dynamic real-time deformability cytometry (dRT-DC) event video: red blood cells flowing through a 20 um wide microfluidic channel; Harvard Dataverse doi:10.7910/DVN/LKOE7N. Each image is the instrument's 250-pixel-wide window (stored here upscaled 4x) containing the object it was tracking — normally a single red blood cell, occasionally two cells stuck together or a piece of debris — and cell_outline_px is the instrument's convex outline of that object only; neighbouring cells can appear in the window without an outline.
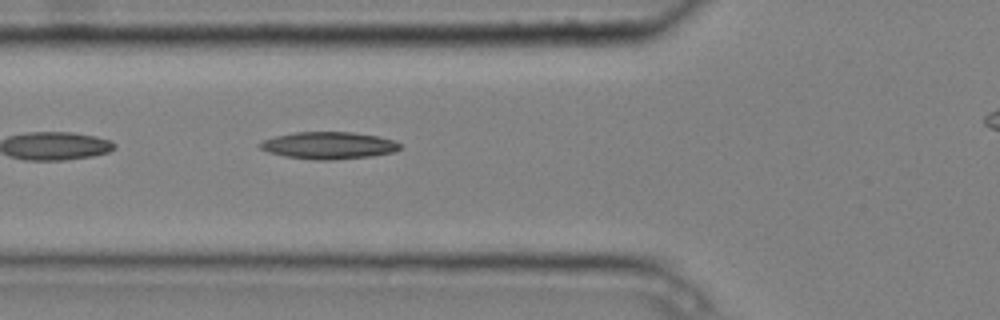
{"species": "common noctule bat (a hibernating species)", "species_latin": "Nyctalus noctula", "temperature_condition": "cold", "stored_images_in_passage": 7, "segment_of_instrument_passage": [1, 2], "camera_frame_rate_fps": 3000, "um_per_image_px": 0.085, "animal": {"sex": "male", "body_mass_g": 20.4}, "frame": {"image": 1, "passage_image": 6, "time_ms": 1.667, "image_size_px": [1000, 320], "cell_outline_px": [[400, 148], [396, 152], [372, 156], [336, 160], [312, 160], [284, 156], [268, 152], [260, 148], [256, 144], [264, 140], [276, 136], [296, 132], [352, 132], [380, 136], [396, 140], [400, 144]], "centroid_in_image_um": [27.97, 12.37], "position_along_channel_um": 97.8, "area_um2": 22.43}}